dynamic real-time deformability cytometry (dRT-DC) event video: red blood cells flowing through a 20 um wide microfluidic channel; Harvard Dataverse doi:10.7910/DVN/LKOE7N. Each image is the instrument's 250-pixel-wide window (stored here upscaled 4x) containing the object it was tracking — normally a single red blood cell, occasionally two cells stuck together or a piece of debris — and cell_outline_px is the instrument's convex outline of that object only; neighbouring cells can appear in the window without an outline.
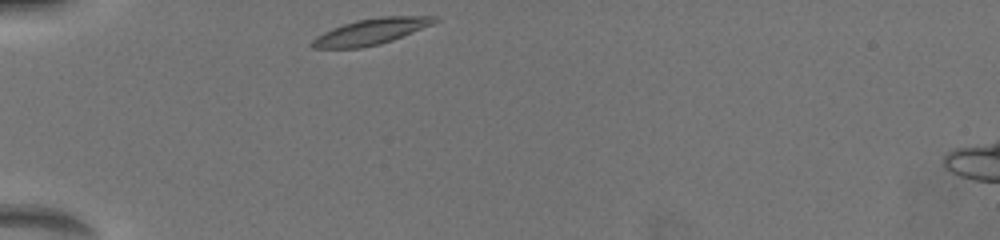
{"species": "common noctule bat (a hibernating species)", "species_latin": "Nyctalus noctula", "temperature_condition": "warm", "stored_images_in_passage": 30, "camera_frame_rate_fps": 3000, "um_per_image_px": 0.085, "animal": {"sex": "female", "body_mass_g": 19.5, "forearm_length_mm": 54.1}, "frame": {"image": 1, "passage_image": 1, "time_ms": 0.0, "image_size_px": [1000, 240], "cell_outline_px": [[440, 20], [432, 24], [392, 40], [380, 44], [360, 48], [312, 48], [308, 44], [316, 36], [332, 28], [356, 20], [380, 16], [436, 16]], "centroid_in_image_um": [31.5, 2.68], "position_along_channel_um": 53.5, "area_um2": 18.5}}
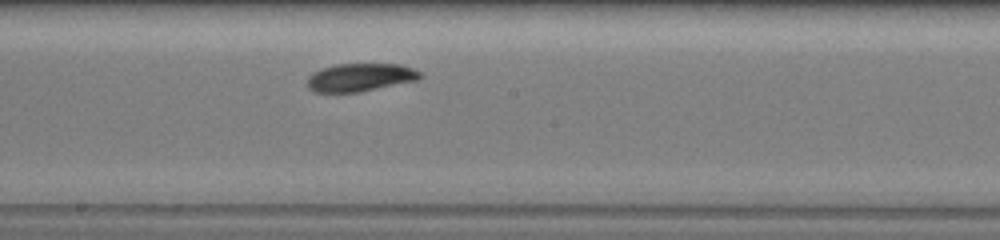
{"frame": {"image": 2, "passage_image": 16, "time_ms": 5.0, "image_size_px": [1000, 240], "cell_outline_px": [[420, 76], [416, 80], [360, 92], [316, 92], [308, 88], [308, 76], [320, 68], [336, 64], [400, 64], [412, 68], [420, 72]], "centroid_in_image_um": [30.58, 6.57], "position_along_channel_um": 217.6, "area_um2": 18.26}}
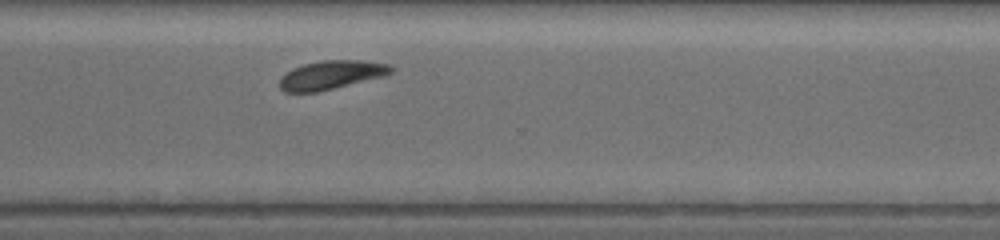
{"frame": {"image": 3, "passage_image": 29, "time_ms": 8.333, "image_size_px": [1000, 240], "cell_outline_px": [[396, 68], [392, 72], [380, 76], [316, 92], [284, 92], [280, 88], [280, 80], [292, 68], [304, 64], [320, 60], [364, 60], [392, 64]], "centroid_in_image_um": [28.17, 6.34], "position_along_channel_um": 342.4, "area_um2": 18.32}}